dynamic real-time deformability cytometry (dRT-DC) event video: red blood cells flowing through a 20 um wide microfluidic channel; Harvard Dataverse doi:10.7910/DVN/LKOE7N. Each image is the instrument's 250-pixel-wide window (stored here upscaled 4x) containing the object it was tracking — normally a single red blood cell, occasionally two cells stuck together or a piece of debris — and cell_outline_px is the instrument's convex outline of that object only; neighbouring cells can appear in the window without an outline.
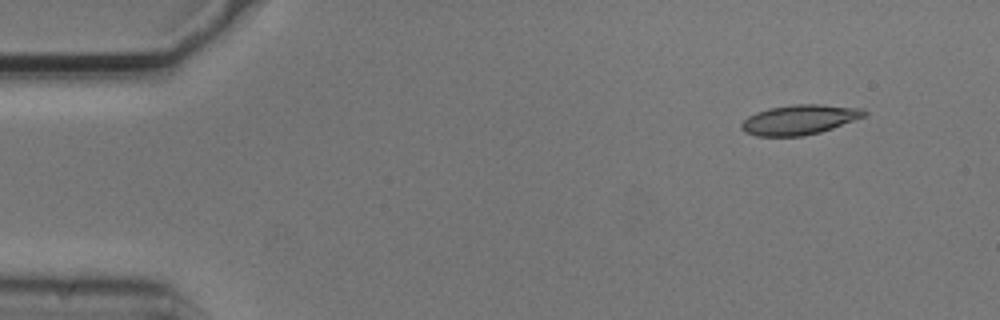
{"species": "common noctule bat (a hibernating species)", "species_latin": "Nyctalus noctula", "temperature_condition": "cold", "stored_images_in_passage": 3, "camera_frame_rate_fps": 3000, "um_per_image_px": 0.085, "animal": {"sex": "male", "body_mass_g": 20.5, "forearm_length_mm": 52.5}, "frame": {"image": 1, "passage_image": 1, "time_ms": 0.0, "image_size_px": [1000, 320], "cell_outline_px": [[868, 112], [864, 116], [832, 128], [820, 132], [804, 136], [756, 136], [744, 132], [740, 128], [740, 124], [748, 116], [756, 112], [768, 108], [792, 104], [820, 104], [864, 108]], "centroid_in_image_um": [67.92, 10.16], "position_along_channel_um": 17.1, "area_um2": 21.44}}
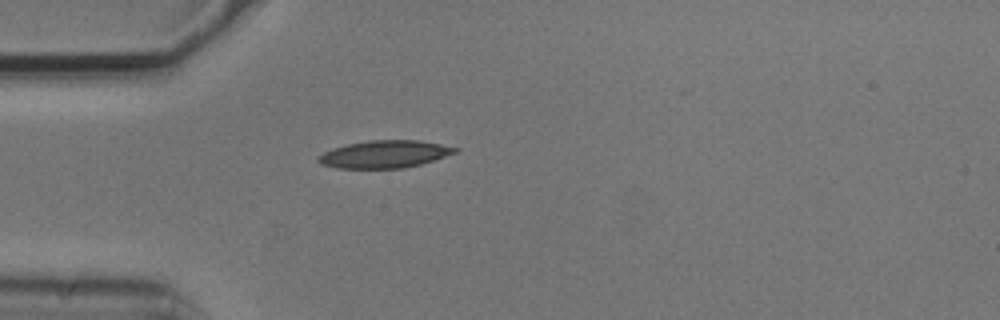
{"frame": {"image": 2, "passage_image": 3, "time_ms": 0.667, "image_size_px": [1000, 320], "cell_outline_px": [[460, 148], [456, 152], [420, 164], [404, 168], [336, 168], [320, 164], [316, 160], [316, 156], [332, 148], [348, 144], [368, 140], [420, 140]], "centroid_in_image_um": [32.63, 13.1], "position_along_channel_um": 52.4, "area_um2": 21.85}}